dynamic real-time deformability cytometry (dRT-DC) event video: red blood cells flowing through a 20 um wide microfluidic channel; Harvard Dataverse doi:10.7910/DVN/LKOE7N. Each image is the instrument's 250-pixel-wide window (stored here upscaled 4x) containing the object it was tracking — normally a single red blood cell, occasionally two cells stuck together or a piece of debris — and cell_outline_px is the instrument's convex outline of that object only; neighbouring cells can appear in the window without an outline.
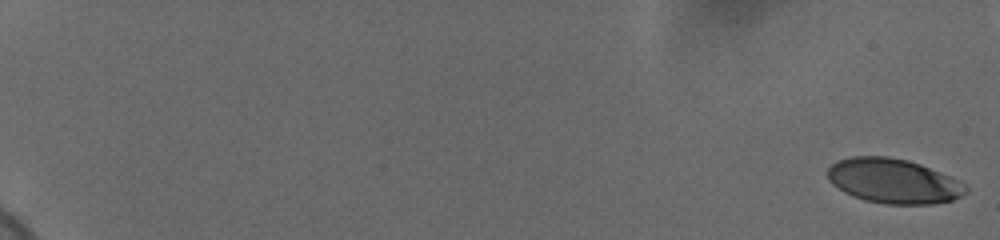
{"species": "human", "species_latin": "Homo sapiens", "temperature_condition": "cold", "stored_images_in_passage": 57, "camera_frame_rate_fps": 3000, "um_per_image_px": 0.085, "donor": {"sex": "female"}, "frame": {"image": 1, "passage_image": 1, "time_ms": 0.0, "image_size_px": [1000, 240], "cell_outline_px": [[968, 192], [952, 200], [932, 204], [884, 204], [864, 200], [852, 196], [844, 192], [832, 184], [828, 180], [828, 168], [836, 160], [852, 156], [888, 156], [908, 160], [920, 164], [940, 172], [956, 180], [968, 188]], "centroid_in_image_um": [75.9, 15.38], "position_along_channel_um": 9.1, "area_um2": 35.95}}
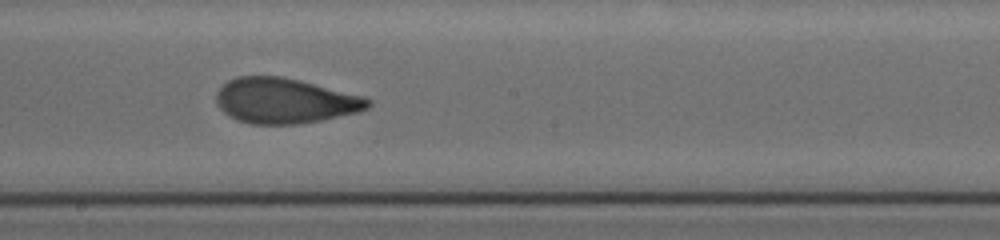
{"frame": {"image": 2, "passage_image": 37, "time_ms": 12.0, "image_size_px": [1000, 240], "cell_outline_px": [[372, 104], [368, 108], [360, 112], [320, 120], [296, 124], [252, 124], [236, 120], [228, 116], [216, 104], [216, 92], [228, 80], [236, 76], [284, 76], [364, 96], [372, 100]], "centroid_in_image_um": [24.21, 8.56], "position_along_channel_um": 224.0, "area_um2": 40.29}}
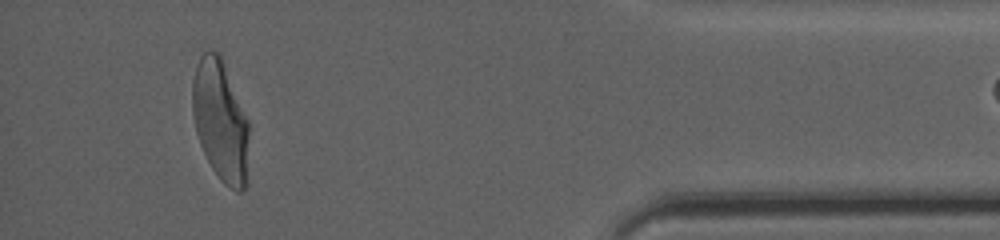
{"frame": {"image": 3, "passage_image": 56, "time_ms": 18.333, "image_size_px": [1000, 240], "cell_outline_px": [[248, 132], [244, 188], [240, 192], [236, 192], [224, 184], [220, 180], [212, 168], [200, 144], [196, 132], [192, 112], [192, 84], [196, 64], [200, 56], [204, 52], [216, 52], [220, 56], [248, 120]], "centroid_in_image_um": [18.7, 10.26], "position_along_channel_um": 416.5, "area_um2": 39.02}}